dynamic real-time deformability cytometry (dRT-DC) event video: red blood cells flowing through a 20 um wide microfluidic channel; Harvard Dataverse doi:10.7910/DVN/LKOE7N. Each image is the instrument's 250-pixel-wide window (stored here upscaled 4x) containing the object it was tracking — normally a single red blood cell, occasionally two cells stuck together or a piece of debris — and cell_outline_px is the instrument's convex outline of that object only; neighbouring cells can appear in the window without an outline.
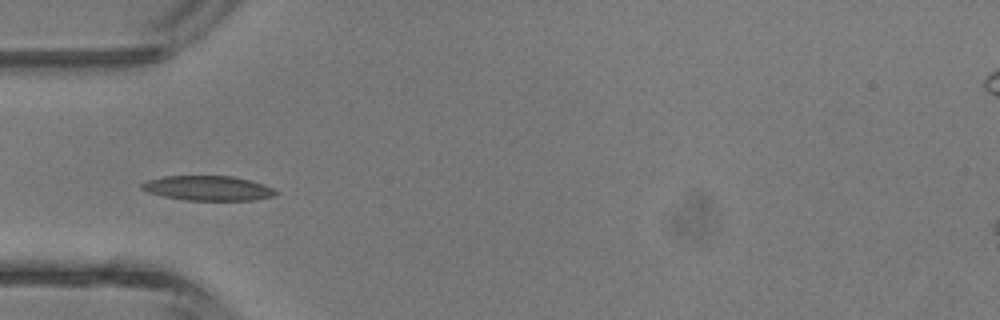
{"species": "common noctule bat (a hibernating species)", "species_latin": "Nyctalus noctula", "temperature_condition": "room temperature", "stored_images_in_passage": 5, "camera_frame_rate_fps": 3000, "um_per_image_px": 0.085, "animal": {"sex": "male", "body_mass_g": 13.3}, "frame": {"image": 1, "passage_image": 3, "time_ms": 2.333, "image_size_px": [1000, 320], "cell_outline_px": [[280, 192], [276, 196], [252, 200], [184, 200], [164, 196], [148, 192], [140, 188], [140, 184], [148, 180], [164, 176], [232, 176], [264, 184]], "centroid_in_image_um": [17.69, 16.0], "position_along_channel_um": 67.3, "area_um2": 19.31}}
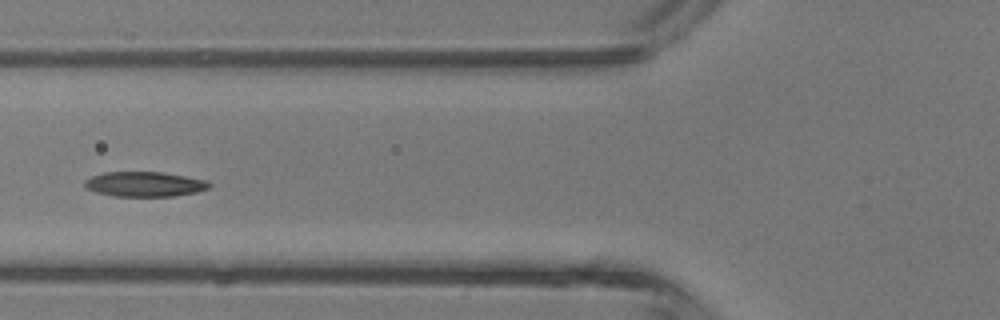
{"frame": {"image": 2, "passage_image": 4, "time_ms": 3.333, "image_size_px": [1000, 320], "cell_outline_px": [[212, 184], [208, 188], [196, 192], [172, 196], [116, 196], [96, 192], [84, 188], [84, 180], [92, 176], [104, 172], [160, 172], [208, 180]], "centroid_in_image_um": [12.27, 15.65], "position_along_channel_um": 113.5, "area_um2": 18.03}}
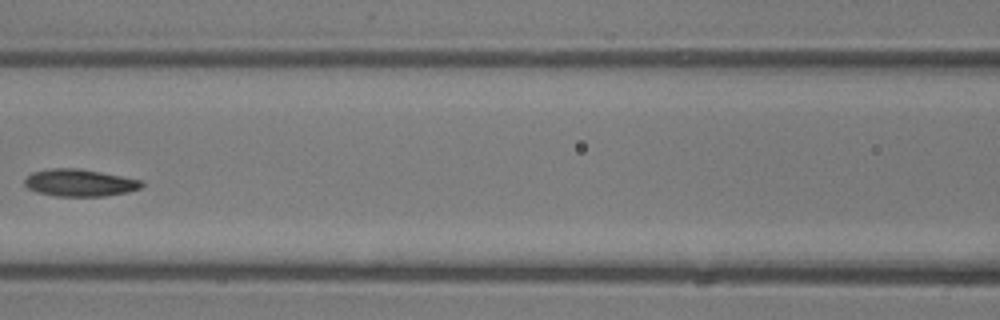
{"frame": {"image": 3, "passage_image": 5, "time_ms": 4.333, "image_size_px": [1000, 320], "cell_outline_px": [[144, 184], [140, 188], [124, 192], [104, 196], [56, 196], [36, 192], [28, 188], [24, 184], [24, 180], [32, 172], [48, 168], [76, 168], [100, 172], [140, 180]], "centroid_in_image_um": [6.71, 15.53], "position_along_channel_um": 159.9, "area_um2": 18.32}}